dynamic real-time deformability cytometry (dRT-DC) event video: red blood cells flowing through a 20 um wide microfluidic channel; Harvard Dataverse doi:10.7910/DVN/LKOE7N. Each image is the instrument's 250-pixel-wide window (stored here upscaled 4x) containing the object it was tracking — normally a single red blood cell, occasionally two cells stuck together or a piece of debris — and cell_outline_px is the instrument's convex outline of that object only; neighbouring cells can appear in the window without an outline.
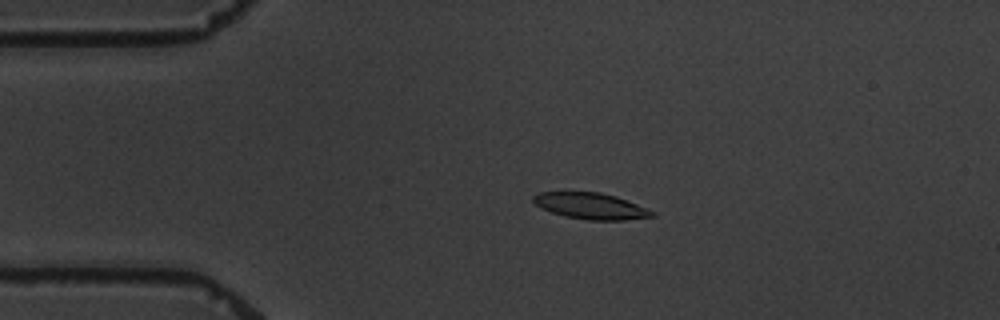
{"species": "common noctule bat (a hibernating species)", "species_latin": "Nyctalus noctula", "temperature_condition": "warm", "stored_images_in_passage": 5, "camera_frame_rate_fps": 3000, "um_per_image_px": 0.085, "animal": {"sex": "male", "body_mass_g": 19.5, "forearm_length_mm": 54.6}, "frame": {"image": 1, "passage_image": 4, "time_ms": 3.667, "image_size_px": [1000, 320], "cell_outline_px": [[656, 216], [624, 220], [588, 220], [564, 216], [552, 212], [536, 204], [532, 200], [532, 196], [536, 192], [600, 192], [616, 196], [656, 212]], "centroid_in_image_um": [50.22, 17.51], "position_along_channel_um": 34.8, "area_um2": 18.09}}